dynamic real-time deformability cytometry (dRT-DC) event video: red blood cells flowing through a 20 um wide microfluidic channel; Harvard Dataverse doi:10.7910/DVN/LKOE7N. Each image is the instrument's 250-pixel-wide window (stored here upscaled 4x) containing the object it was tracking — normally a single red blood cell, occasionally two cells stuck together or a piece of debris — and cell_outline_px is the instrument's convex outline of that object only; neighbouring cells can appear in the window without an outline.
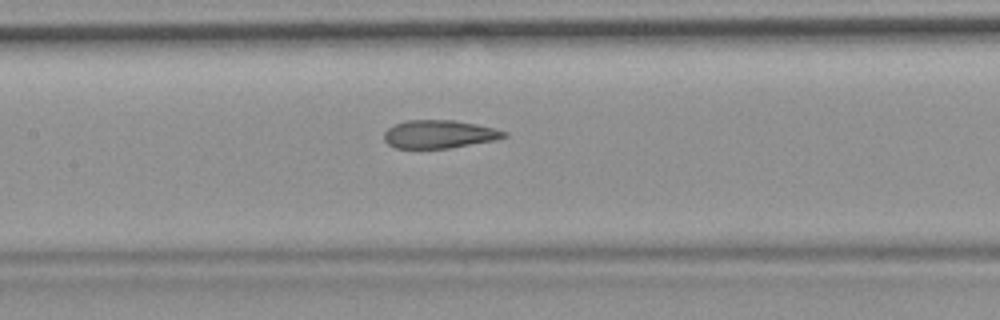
{"species": "common noctule bat (a hibernating species)", "species_latin": "Nyctalus noctula", "temperature_condition": "room temperature", "stored_images_in_passage": 52, "camera_frame_rate_fps": 3000, "um_per_image_px": 0.085, "animal": {"sex": "female", "body_mass_g": 19.9}, "frame": {"image": 1, "passage_image": 23, "time_ms": 7.333, "image_size_px": [1000, 320], "cell_outline_px": [[508, 136], [496, 140], [448, 148], [396, 148], [388, 144], [384, 140], [384, 132], [388, 128], [396, 124], [408, 120], [452, 120], [476, 124], [508, 132]], "centroid_in_image_um": [37.33, 11.41], "position_along_channel_um": 170.1, "area_um2": 19.54}, "authors_computed_cell_mechanics": {"area_um2": 20.8947, "velocity_mm_per_s": 3.7014, "shape_relaxation_time_tau1_ms": null, "shape_relaxation_time_tau2_ms": 2.1036, "deformation_change_tau1": null, "deformation_change_tau2": 0.0969}}